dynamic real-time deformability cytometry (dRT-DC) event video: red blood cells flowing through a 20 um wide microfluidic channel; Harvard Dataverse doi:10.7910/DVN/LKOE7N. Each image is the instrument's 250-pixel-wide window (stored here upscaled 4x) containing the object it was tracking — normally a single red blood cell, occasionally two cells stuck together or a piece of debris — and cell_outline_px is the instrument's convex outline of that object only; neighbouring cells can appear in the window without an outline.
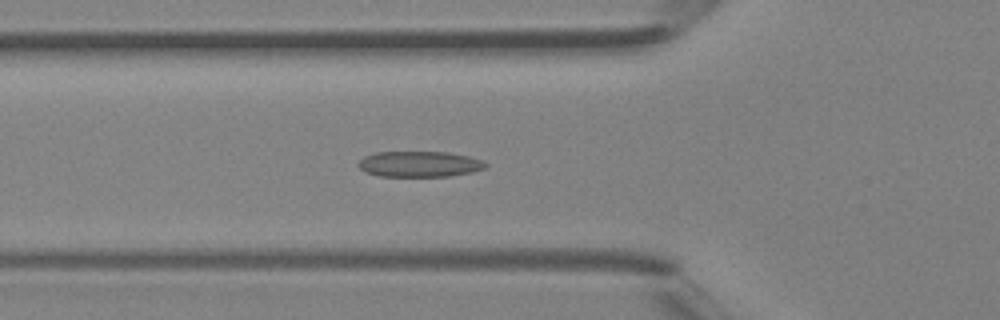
{"species": "Egyptian fruit bat (a non-hibernating species)", "species_latin": "Rousettus aegyptiacus", "temperature_condition": "room temperature", "stored_images_in_passage": 47, "camera_frame_rate_fps": 3000, "um_per_image_px": 0.085, "animal": {"sex": "female"}, "frame": {"image": 1, "passage_image": 17, "time_ms": 5.333, "image_size_px": [1000, 320], "cell_outline_px": [[488, 164], [484, 168], [472, 172], [448, 176], [380, 176], [364, 172], [356, 164], [364, 156], [376, 152], [444, 152], [468, 156], [480, 160]], "centroid_in_image_um": [35.6, 13.95], "position_along_channel_um": 90.2, "area_um2": 18.96}}
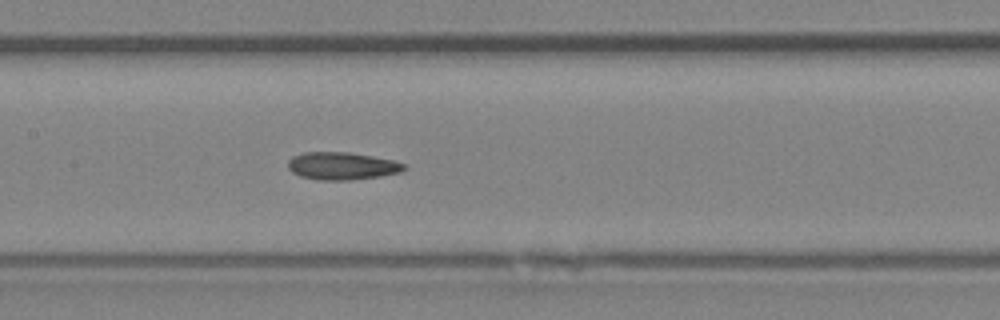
{"frame": {"image": 2, "passage_image": 23, "time_ms": 7.333, "image_size_px": [1000, 320], "cell_outline_px": [[408, 168], [400, 172], [380, 176], [348, 180], [316, 180], [300, 176], [292, 172], [288, 168], [288, 160], [292, 156], [304, 152], [348, 152], [372, 156], [392, 160], [404, 164]], "centroid_in_image_um": [29.04, 14.1], "position_along_channel_um": 178.4, "area_um2": 18.67}}
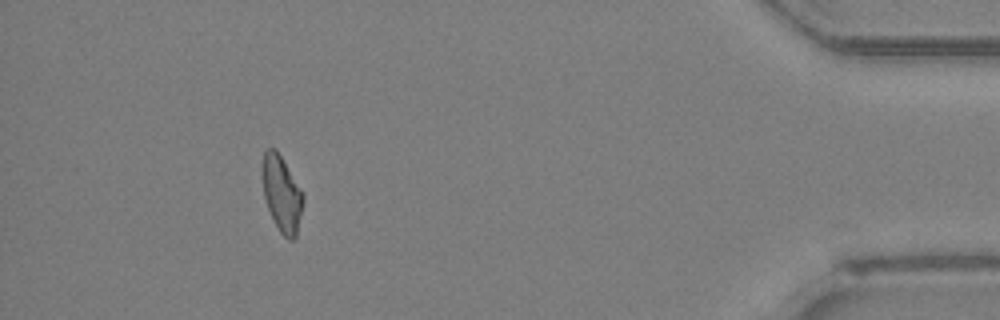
{"frame": {"image": 3, "passage_image": 43, "time_ms": 14.0, "image_size_px": [1000, 320], "cell_outline_px": [[304, 200], [296, 236], [292, 240], [288, 240], [280, 232], [268, 208], [264, 196], [260, 168], [264, 152], [268, 148], [276, 148], [300, 188], [304, 196]], "centroid_in_image_um": [23.92, 16.44], "position_along_channel_um": 411.3, "area_um2": 18.03}, "authors_computed_cell_mechanics": {"area_um2": 18.496, "velocity_mm_per_s": 4.4147, "shape_relaxation_time_tau1_ms": 7.6842, "shape_relaxation_time_tau2_ms": 3.3401, "deformation_change_tau1": 0.1774, "deformation_change_tau2": 0.115}}